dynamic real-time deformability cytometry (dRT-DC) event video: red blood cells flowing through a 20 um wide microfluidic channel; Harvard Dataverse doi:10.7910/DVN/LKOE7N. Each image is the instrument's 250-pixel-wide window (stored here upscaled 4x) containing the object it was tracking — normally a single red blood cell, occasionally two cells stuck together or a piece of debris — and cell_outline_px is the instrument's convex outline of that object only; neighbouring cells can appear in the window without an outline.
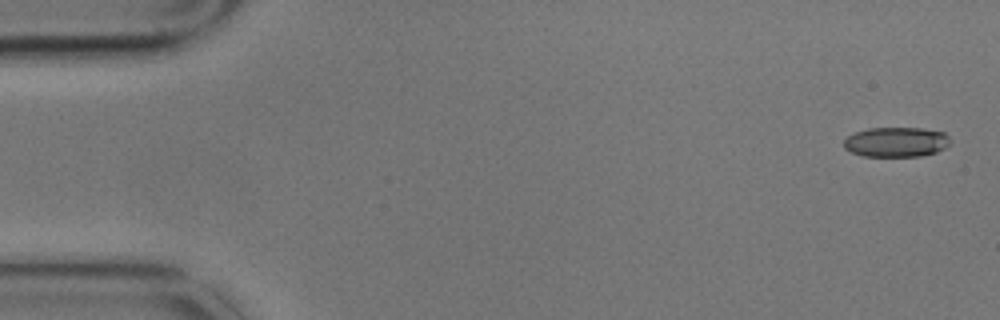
{"species": "common noctule bat (a hibernating species)", "species_latin": "Nyctalus noctula", "temperature_condition": "cold", "stored_images_in_passage": 4, "camera_frame_rate_fps": 3000, "um_per_image_px": 0.085, "animal": {"sex": "male", "body_mass_g": 17.9}, "frame": {"image": 1, "passage_image": 1, "time_ms": 0.0, "image_size_px": [1000, 320], "cell_outline_px": [[948, 144], [944, 148], [936, 152], [920, 156], [864, 156], [852, 152], [844, 148], [844, 140], [848, 136], [856, 132], [868, 128], [920, 128], [944, 132], [948, 136]], "centroid_in_image_um": [76.16, 12.07], "position_along_channel_um": 8.8, "area_um2": 18.32}}